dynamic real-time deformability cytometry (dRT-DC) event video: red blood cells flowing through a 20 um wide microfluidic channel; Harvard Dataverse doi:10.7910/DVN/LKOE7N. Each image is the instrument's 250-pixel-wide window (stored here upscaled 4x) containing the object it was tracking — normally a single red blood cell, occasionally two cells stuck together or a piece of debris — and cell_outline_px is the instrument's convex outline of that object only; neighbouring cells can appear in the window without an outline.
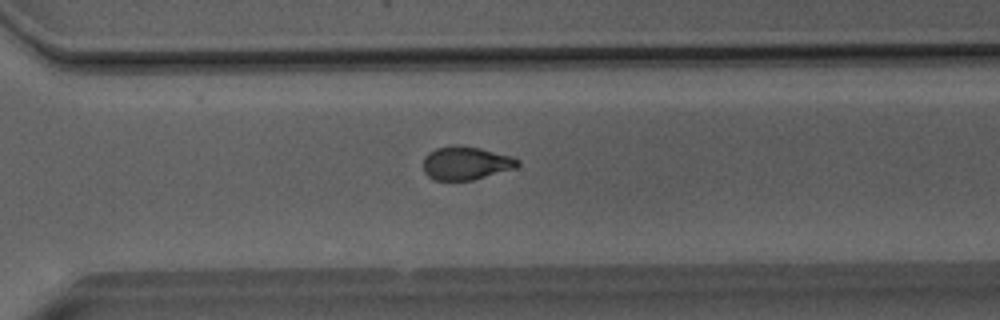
{"species": "Egyptian fruit bat (a non-hibernating species)", "species_latin": "Rousettus aegyptiacus", "temperature_condition": "room temperature", "stored_images_in_passage": 41, "camera_frame_rate_fps": 3000, "um_per_image_px": 0.085, "animal": {"sex": "male"}, "frame": {"image": 1, "passage_image": 35, "time_ms": 11.333, "image_size_px": [1000, 320], "cell_outline_px": [[520, 164], [516, 168], [472, 180], [436, 180], [428, 176], [424, 172], [424, 156], [428, 152], [436, 148], [456, 144], [480, 148], [512, 156], [520, 160]], "centroid_in_image_um": [39.61, 13.85], "position_along_channel_um": 331.0, "area_um2": 18.44}}